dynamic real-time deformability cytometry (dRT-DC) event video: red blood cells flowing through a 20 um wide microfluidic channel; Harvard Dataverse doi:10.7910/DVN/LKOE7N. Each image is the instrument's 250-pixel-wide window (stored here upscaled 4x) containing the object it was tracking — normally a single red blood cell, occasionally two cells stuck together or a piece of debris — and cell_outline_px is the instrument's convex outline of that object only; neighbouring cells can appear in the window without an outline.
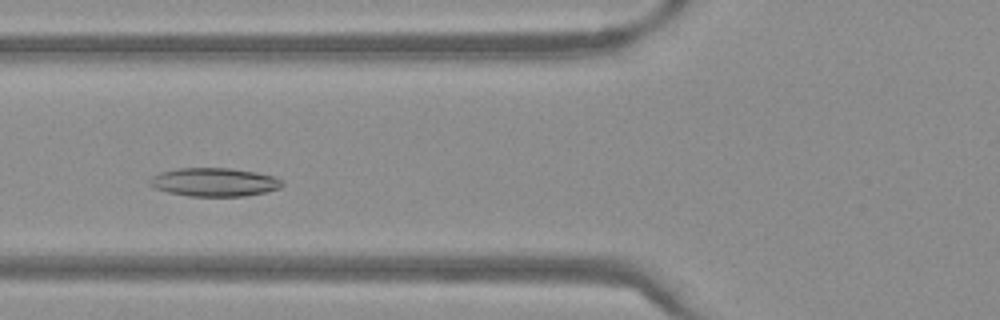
{"species": "Egyptian fruit bat (a non-hibernating species)", "species_latin": "Rousettus aegyptiacus", "temperature_condition": "warm", "stored_images_in_passage": 45, "camera_frame_rate_fps": 3000, "um_per_image_px": 0.085, "frame": {"image": 1, "passage_image": 14, "time_ms": 4.333, "image_size_px": [1000, 320], "cell_outline_px": [[284, 184], [280, 188], [264, 192], [244, 196], [188, 196], [168, 192], [156, 188], [148, 184], [148, 180], [152, 176], [160, 172], [176, 168], [232, 168], [256, 172], [276, 176]], "centroid_in_image_um": [18.2, 15.47], "position_along_channel_um": 107.6, "area_um2": 22.08}}
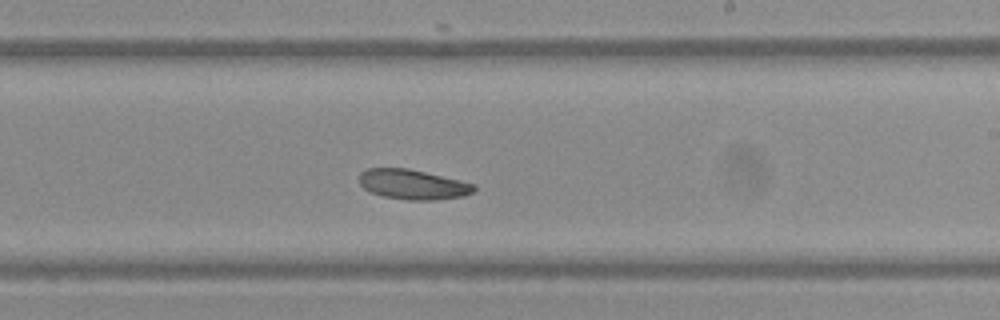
{"frame": {"image": 2, "passage_image": 25, "time_ms": 8.0, "image_size_px": [1000, 320], "cell_outline_px": [[476, 188], [472, 192], [464, 196], [436, 200], [408, 200], [384, 196], [372, 192], [364, 188], [360, 184], [360, 172], [368, 168], [408, 168], [460, 180], [476, 184]], "centroid_in_image_um": [35.11, 15.67], "position_along_channel_um": 253.9, "area_um2": 19.94}}
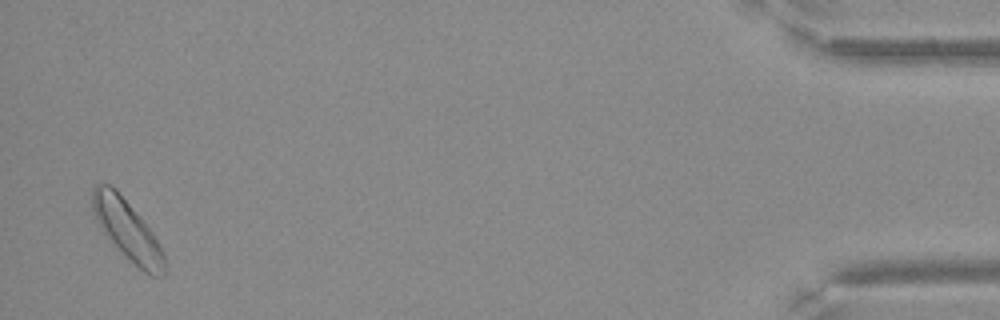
{"frame": {"image": 3, "passage_image": 44, "time_ms": 14.333, "image_size_px": [1000, 320], "cell_outline_px": [[164, 276], [152, 276], [144, 272], [104, 232], [96, 220], [92, 208], [92, 188], [96, 184], [112, 184], [116, 188], [144, 220], [152, 232], [164, 252]], "centroid_in_image_um": [10.83, 19.47], "position_along_channel_um": 424.4, "area_um2": 24.51}}